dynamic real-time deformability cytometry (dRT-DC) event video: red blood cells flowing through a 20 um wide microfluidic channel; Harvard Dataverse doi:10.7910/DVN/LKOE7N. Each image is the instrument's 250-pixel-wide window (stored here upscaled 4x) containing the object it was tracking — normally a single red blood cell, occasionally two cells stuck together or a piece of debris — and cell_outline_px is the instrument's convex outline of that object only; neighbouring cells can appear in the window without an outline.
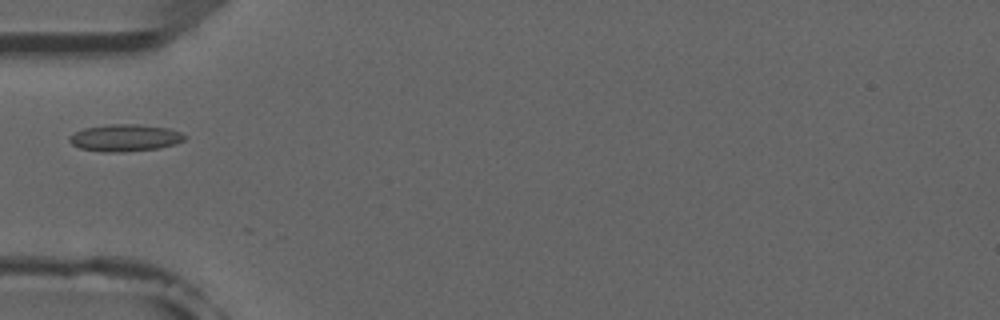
{"species": "common noctule bat (a hibernating species)", "species_latin": "Nyctalus noctula", "temperature_condition": "room temperature", "stored_images_in_passage": 4, "camera_frame_rate_fps": 3000, "um_per_image_px": 0.085, "animal": {"sex": "male", "forearm_length_mm": 52.5}, "frame": {"image": 1, "passage_image": 3, "time_ms": 2.333, "image_size_px": [1000, 320], "cell_outline_px": [[184, 140], [160, 148], [120, 152], [104, 152], [80, 148], [72, 144], [68, 140], [68, 136], [84, 128], [108, 124], [136, 124], [168, 128], [180, 132], [184, 136]], "centroid_in_image_um": [10.58, 11.71], "position_along_channel_um": 74.4, "area_um2": 17.98}}
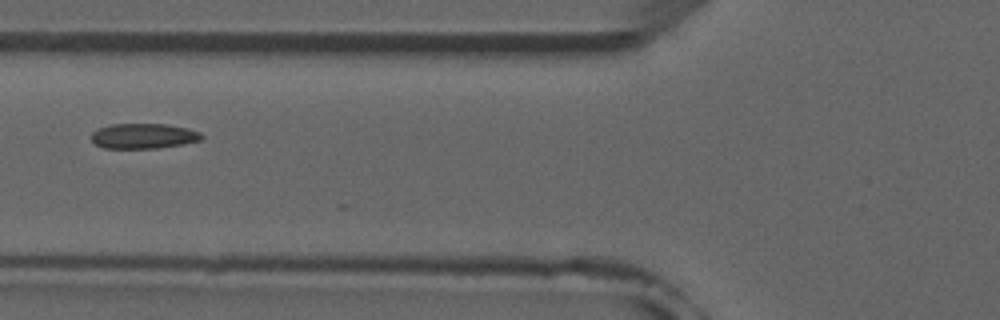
{"frame": {"image": 2, "passage_image": 4, "time_ms": 3.333, "image_size_px": [1000, 320], "cell_outline_px": [[204, 136], [200, 140], [180, 144], [156, 148], [104, 148], [96, 144], [92, 140], [92, 132], [96, 128], [112, 124], [164, 124], [188, 128], [200, 132]], "centroid_in_image_um": [12.17, 11.55], "position_along_channel_um": 113.6, "area_um2": 16.07}}